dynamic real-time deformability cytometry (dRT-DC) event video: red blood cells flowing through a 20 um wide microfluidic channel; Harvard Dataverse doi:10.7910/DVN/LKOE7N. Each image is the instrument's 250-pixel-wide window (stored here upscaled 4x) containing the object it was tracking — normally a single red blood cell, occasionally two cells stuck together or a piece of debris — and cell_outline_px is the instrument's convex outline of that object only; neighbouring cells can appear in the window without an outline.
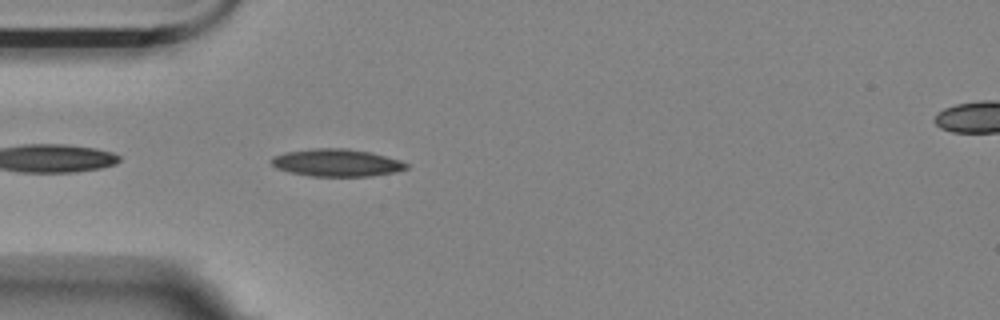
{"species": "Egyptian fruit bat (a non-hibernating species)", "species_latin": "Rousettus aegyptiacus", "temperature_condition": "room temperature", "stored_images_in_passage": 42, "camera_frame_rate_fps": 3000, "um_per_image_px": 0.085, "animal": {"sex": "female"}, "frame": {"image": 1, "passage_image": 2, "time_ms": 0.333, "image_size_px": [1000, 320], "cell_outline_px": [[408, 168], [396, 172], [372, 176], [312, 176], [292, 172], [276, 168], [268, 160], [272, 156], [284, 152], [316, 148], [348, 148], [368, 152], [400, 160], [408, 164]], "centroid_in_image_um": [28.59, 13.83], "position_along_channel_um": 56.4, "area_um2": 21.56}}
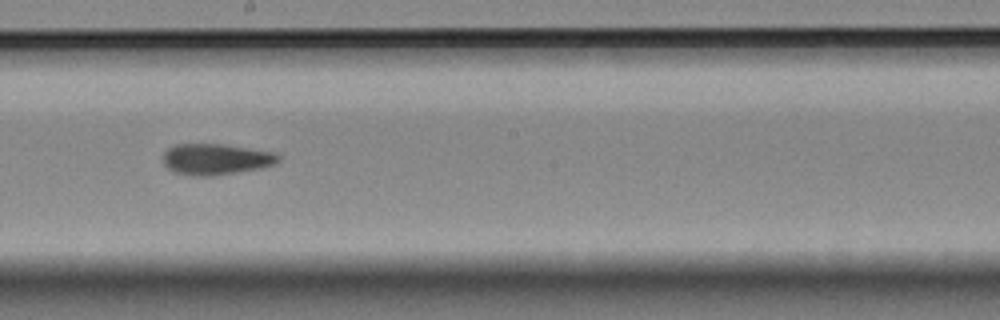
{"frame": {"image": 2, "passage_image": 17, "time_ms": 5.333, "image_size_px": [1000, 320], "cell_outline_px": [[280, 160], [272, 164], [260, 168], [212, 176], [192, 176], [176, 172], [168, 168], [164, 164], [164, 152], [168, 148], [176, 144], [224, 144], [276, 152], [280, 156]], "centroid_in_image_um": [18.36, 13.52], "position_along_channel_um": 229.8, "area_um2": 20.81}}
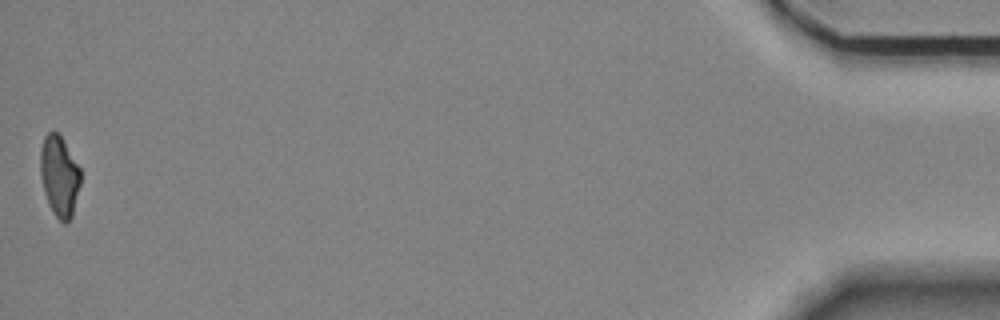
{"frame": {"image": 3, "passage_image": 42, "time_ms": 13.667, "image_size_px": [1000, 320], "cell_outline_px": [[80, 184], [72, 216], [64, 224], [52, 212], [48, 204], [44, 192], [40, 176], [40, 148], [44, 136], [52, 128], [60, 136], [80, 168]], "centroid_in_image_um": [5.02, 14.95], "position_along_channel_um": 430.2, "area_um2": 18.9}, "authors_computed_cell_mechanics": {"area_um2": 20.23, "velocity_mm_per_s": 3.5361, "shape_relaxation_time_tau1_ms": null, "shape_relaxation_time_tau2_ms": 4.9271, "deformation_change_tau1": null, "deformation_change_tau2": 0.1191}}